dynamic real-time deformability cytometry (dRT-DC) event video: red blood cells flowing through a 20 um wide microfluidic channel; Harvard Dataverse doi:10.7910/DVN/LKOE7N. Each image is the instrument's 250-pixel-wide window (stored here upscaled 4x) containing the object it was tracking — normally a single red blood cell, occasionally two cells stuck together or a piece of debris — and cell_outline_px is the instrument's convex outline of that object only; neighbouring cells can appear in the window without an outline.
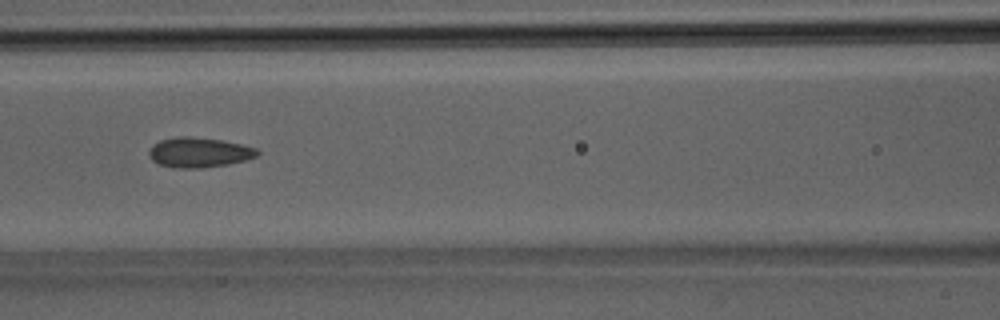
{"species": "Egyptian fruit bat (a non-hibernating species)", "species_latin": "Rousettus aegyptiacus", "temperature_condition": "room temperature", "stored_images_in_passage": 36, "camera_frame_rate_fps": 3000, "um_per_image_px": 0.085, "animal": {"sex": "male"}, "frame": {"image": 1, "passage_image": 14, "time_ms": 4.333, "image_size_px": [1000, 320], "cell_outline_px": [[260, 152], [256, 156], [244, 160], [228, 164], [200, 168], [176, 168], [160, 164], [152, 160], [148, 156], [148, 152], [152, 144], [160, 140], [180, 136], [188, 136], [224, 140], [256, 148]], "centroid_in_image_um": [16.89, 12.95], "position_along_channel_um": 149.7, "area_um2": 18.9}}
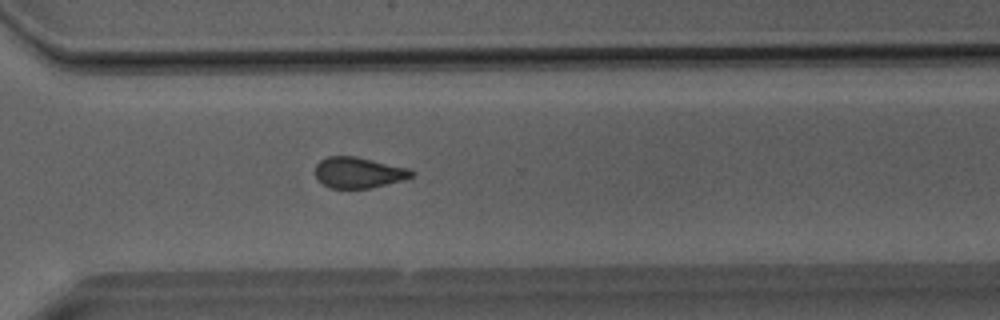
{"frame": {"image": 2, "passage_image": 25, "time_ms": 8.0, "image_size_px": [1000, 320], "cell_outline_px": [[416, 172], [412, 176], [400, 180], [368, 188], [328, 188], [316, 176], [316, 164], [320, 160], [328, 156], [356, 156], [408, 168]], "centroid_in_image_um": [30.45, 14.65], "position_along_channel_um": 340.1, "area_um2": 17.05}}
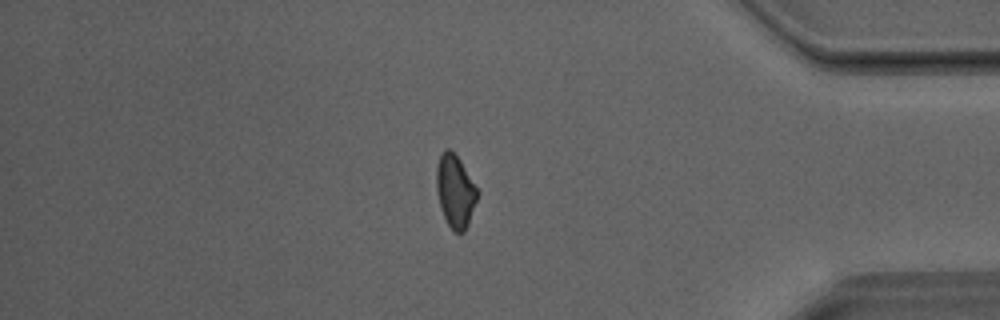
{"frame": {"image": 3, "passage_image": 30, "time_ms": 9.667, "image_size_px": [1000, 320], "cell_outline_px": [[480, 192], [468, 224], [464, 232], [452, 232], [440, 208], [436, 188], [436, 164], [440, 152], [444, 148], [448, 148], [460, 160]], "centroid_in_image_um": [38.68, 16.23], "position_along_channel_um": 396.5, "area_um2": 17.57}}